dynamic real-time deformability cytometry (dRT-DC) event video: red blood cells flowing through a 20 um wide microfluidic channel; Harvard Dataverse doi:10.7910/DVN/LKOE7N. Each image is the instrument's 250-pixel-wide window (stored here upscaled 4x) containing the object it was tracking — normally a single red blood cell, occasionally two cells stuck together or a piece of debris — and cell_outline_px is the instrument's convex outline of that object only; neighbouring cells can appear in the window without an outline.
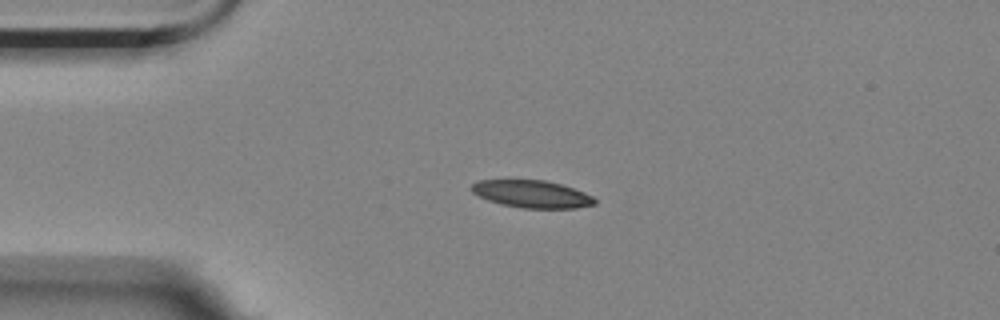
{"species": "Egyptian fruit bat (a non-hibernating species)", "species_latin": "Rousettus aegyptiacus", "temperature_condition": "room temperature", "stored_images_in_passage": 45, "camera_frame_rate_fps": 3000, "um_per_image_px": 0.085, "animal": {"sex": "female"}, "frame": {"image": 1, "passage_image": 1, "time_ms": 0.0, "image_size_px": [1000, 320], "cell_outline_px": [[596, 204], [576, 208], [524, 208], [500, 204], [488, 200], [472, 192], [468, 188], [472, 184], [480, 180], [544, 180], [560, 184], [584, 192], [592, 196], [596, 200]], "centroid_in_image_um": [45.19, 16.49], "position_along_channel_um": 39.8, "area_um2": 19.59}}
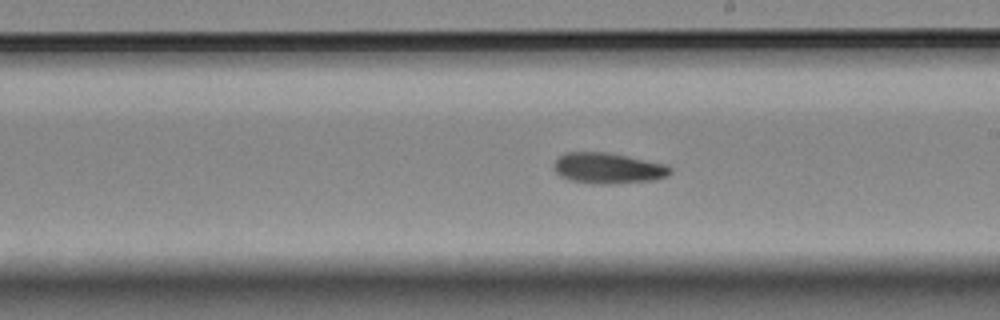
{"frame": {"image": 2, "passage_image": 20, "time_ms": 6.333, "image_size_px": [1000, 320], "cell_outline_px": [[672, 172], [668, 176], [656, 180], [616, 184], [592, 184], [568, 180], [560, 176], [552, 168], [556, 160], [564, 152], [604, 152], [668, 164], [672, 168]], "centroid_in_image_um": [51.7, 14.31], "position_along_channel_um": 237.3, "area_um2": 21.21}}
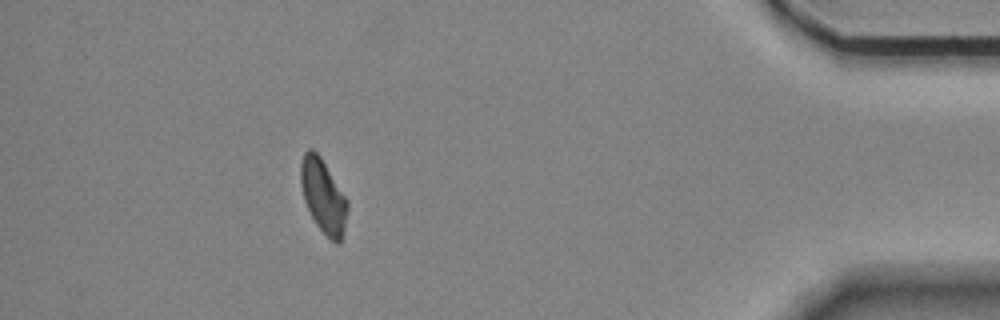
{"frame": {"image": 3, "passage_image": 39, "time_ms": 12.667, "image_size_px": [1000, 320], "cell_outline_px": [[348, 208], [344, 228], [340, 240], [336, 244], [316, 224], [304, 200], [300, 184], [300, 164], [304, 152], [308, 148], [312, 148], [320, 156], [348, 200]], "centroid_in_image_um": [27.46, 16.61], "position_along_channel_um": 407.7, "area_um2": 19.83}, "authors_computed_cell_mechanics": {"area_um2": 20.519, "velocity_mm_per_s": 3.4972, "shape_relaxation_time_tau1_ms": null, "shape_relaxation_time_tau2_ms": 5.873, "deformation_change_tau1": null, "deformation_change_tau2": 0.1236}}